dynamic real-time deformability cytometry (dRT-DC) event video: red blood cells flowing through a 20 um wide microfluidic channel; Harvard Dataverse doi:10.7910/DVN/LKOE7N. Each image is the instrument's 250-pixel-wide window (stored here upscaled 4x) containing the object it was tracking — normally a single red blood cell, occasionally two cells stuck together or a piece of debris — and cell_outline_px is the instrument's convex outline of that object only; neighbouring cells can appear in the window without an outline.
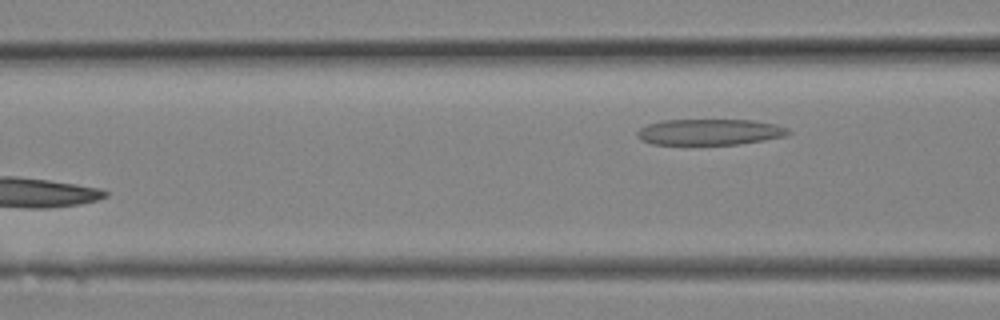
{"species": "Egyptian fruit bat (a non-hibernating species)", "species_latin": "Rousettus aegyptiacus", "temperature_condition": "room temperature", "stored_images_in_passage": 7, "segment_of_instrument_passage": [2, 2], "camera_frame_rate_fps": 3000, "um_per_image_px": 0.085, "animal": {"sex": "female"}, "frame": {"image": 1, "passage_image": 7, "time_ms": 2.0, "image_size_px": [1000, 320], "cell_outline_px": [[792, 132], [784, 136], [764, 140], [740, 144], [652, 144], [640, 140], [636, 136], [636, 132], [640, 128], [648, 124], [660, 120], [752, 120], [776, 124], [788, 128]], "centroid_in_image_um": [60.3, 11.21], "position_along_channel_um": 106.3, "area_um2": 22.95}}